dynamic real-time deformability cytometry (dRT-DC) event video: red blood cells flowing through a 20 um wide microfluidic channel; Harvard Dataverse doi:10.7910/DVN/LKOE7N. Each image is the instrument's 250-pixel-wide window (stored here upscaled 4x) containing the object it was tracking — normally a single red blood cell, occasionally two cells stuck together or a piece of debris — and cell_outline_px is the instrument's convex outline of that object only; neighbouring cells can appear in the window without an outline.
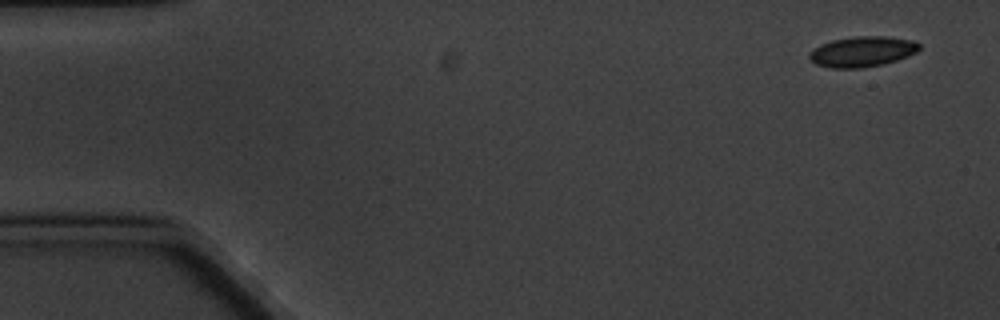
{"species": "common noctule bat (a hibernating species)", "species_latin": "Nyctalus noctula", "temperature_condition": "cold", "stored_images_in_passage": 4, "camera_frame_rate_fps": 3000, "um_per_image_px": 0.085, "animal": {"sex": "male", "body_mass_g": 20.1, "forearm_length_mm": 53.5}, "frame": {"image": 1, "passage_image": 1, "time_ms": 0.0, "image_size_px": [1000, 320], "cell_outline_px": [[920, 48], [916, 52], [908, 56], [884, 64], [860, 68], [832, 68], [816, 64], [808, 56], [808, 52], [812, 48], [820, 44], [832, 40], [852, 36], [884, 36], [912, 40], [920, 44]], "centroid_in_image_um": [73.26, 4.38], "position_along_channel_um": 11.7, "area_um2": 19.59}}